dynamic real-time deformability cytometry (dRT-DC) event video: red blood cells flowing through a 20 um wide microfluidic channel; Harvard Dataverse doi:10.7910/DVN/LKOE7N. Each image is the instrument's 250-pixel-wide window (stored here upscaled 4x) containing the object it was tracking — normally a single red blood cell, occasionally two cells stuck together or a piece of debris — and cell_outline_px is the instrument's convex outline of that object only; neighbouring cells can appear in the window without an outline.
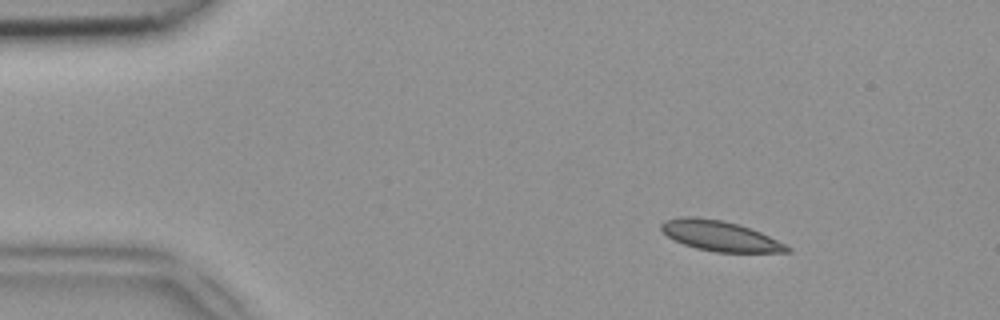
{"species": "common noctule bat (a hibernating species)", "species_latin": "Nyctalus noctula", "temperature_condition": "room temperature", "stored_images_in_passage": 50, "camera_frame_rate_fps": 3000, "um_per_image_px": 0.085, "animal": {"sex": "female", "body_mass_g": 18.4}, "frame": {"image": 1, "passage_image": 7, "time_ms": 2.0, "image_size_px": [1000, 320], "cell_outline_px": [[792, 252], [716, 252], [696, 248], [684, 244], [668, 236], [660, 228], [660, 224], [664, 220], [684, 216], [692, 216], [720, 220], [736, 224], [760, 232], [792, 248]], "centroid_in_image_um": [61.18, 20.05], "position_along_channel_um": 23.8, "area_um2": 21.79}}
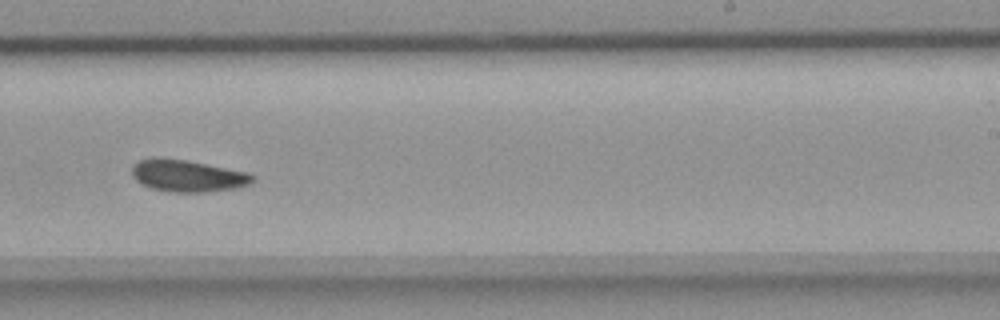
{"frame": {"image": 2, "passage_image": 31, "time_ms": 10.0, "image_size_px": [1000, 320], "cell_outline_px": [[256, 176], [252, 184], [236, 188], [208, 192], [168, 192], [152, 188], [140, 184], [132, 176], [132, 164], [140, 160], [188, 160], [248, 172]], "centroid_in_image_um": [16.02, 14.98], "position_along_channel_um": 273.0, "area_um2": 22.25}}
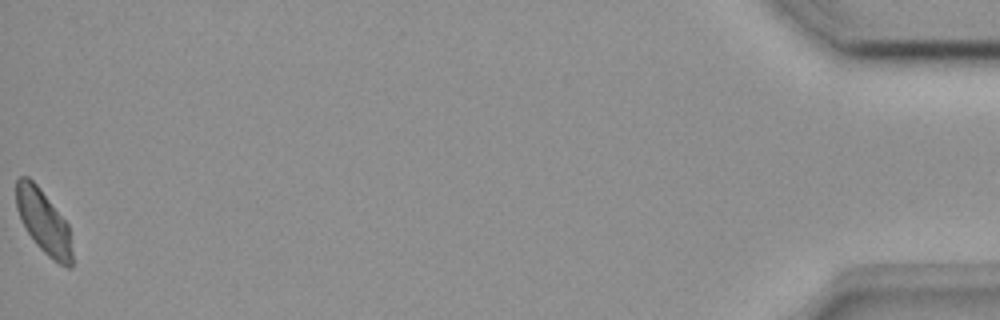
{"frame": {"image": 3, "passage_image": 50, "time_ms": 16.333, "image_size_px": [1000, 320], "cell_outline_px": [[72, 268], [68, 268], [60, 264], [48, 256], [36, 244], [28, 232], [16, 208], [16, 180], [20, 176], [28, 176], [40, 188], [68, 224], [72, 252]], "centroid_in_image_um": [3.71, 18.84], "position_along_channel_um": 431.5, "area_um2": 20.52}}